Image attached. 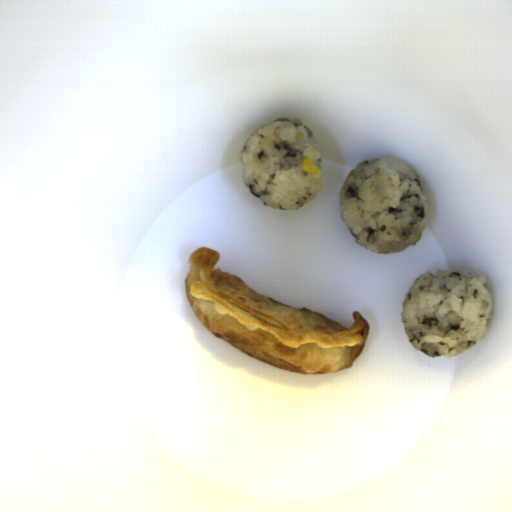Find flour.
Masks as SVG:
<instances>
[{
  "label": "flour",
  "instance_id": "flour-1",
  "mask_svg": "<svg viewBox=\"0 0 512 512\" xmlns=\"http://www.w3.org/2000/svg\"><path fill=\"white\" fill-rule=\"evenodd\" d=\"M219 260V252L198 247L184 281L193 313L211 334L251 358L292 372L320 375L353 366L369 334V322L357 310L353 325L346 327L255 291L237 275L214 269Z\"/></svg>",
  "mask_w": 512,
  "mask_h": 512
}]
</instances>
